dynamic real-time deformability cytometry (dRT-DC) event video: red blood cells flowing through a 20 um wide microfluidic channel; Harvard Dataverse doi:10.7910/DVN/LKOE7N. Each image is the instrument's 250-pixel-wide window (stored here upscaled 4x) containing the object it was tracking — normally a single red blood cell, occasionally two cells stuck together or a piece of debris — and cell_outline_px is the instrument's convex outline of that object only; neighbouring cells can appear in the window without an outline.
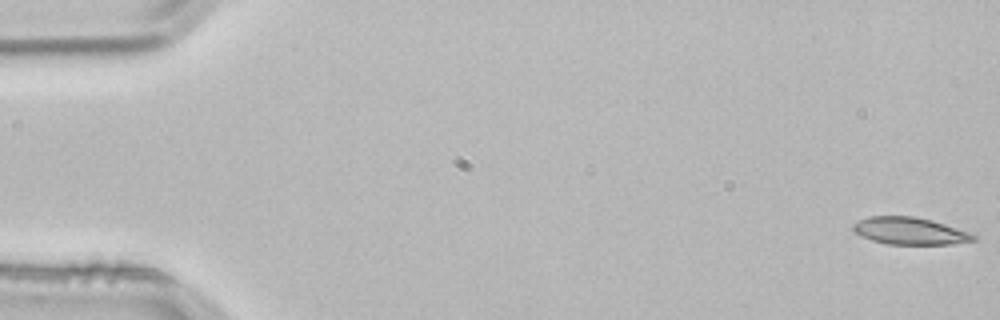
{"species": "common noctule bat (a hibernating species)", "species_latin": "Nyctalus noctula", "temperature_condition": "room temperature", "stored_images_in_passage": 10, "camera_frame_rate_fps": 3000, "um_per_image_px": 0.085, "animal": {"sex": "male", "body_mass_g": 21.5, "forearm_length_mm": 52.0}, "frame": {"image": 1, "passage_image": 1, "time_ms": 0.0, "image_size_px": [1000, 320], "cell_outline_px": [[976, 240], [952, 244], [888, 244], [872, 240], [856, 232], [852, 228], [852, 224], [868, 216], [912, 216], [932, 220], [968, 232], [976, 236]], "centroid_in_image_um": [77.33, 19.63], "position_along_channel_um": 7.7, "area_um2": 18.79}}